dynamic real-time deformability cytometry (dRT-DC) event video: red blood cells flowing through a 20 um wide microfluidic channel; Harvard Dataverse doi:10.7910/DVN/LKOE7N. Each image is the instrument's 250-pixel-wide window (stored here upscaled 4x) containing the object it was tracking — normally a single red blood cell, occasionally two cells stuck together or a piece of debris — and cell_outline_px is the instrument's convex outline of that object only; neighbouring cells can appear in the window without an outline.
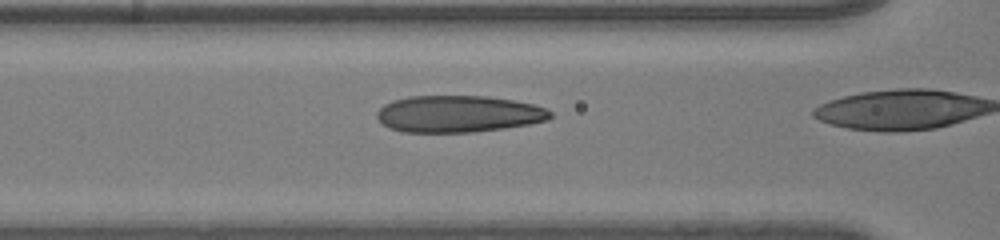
{"species": "human", "species_latin": "Homo sapiens", "temperature_condition": "room temperature", "stored_images_in_passage": 41, "camera_frame_rate_fps": 3000, "um_per_image_px": 0.085, "donor": {"sex": "male"}, "frame": {"image": 1, "passage_image": 21, "time_ms": 6.667, "image_size_px": [1000, 240], "cell_outline_px": [[552, 116], [548, 120], [528, 124], [504, 128], [472, 132], [404, 132], [388, 128], [376, 116], [376, 112], [384, 104], [392, 100], [408, 96], [488, 96], [512, 100], [532, 104], [544, 108], [552, 112]], "centroid_in_image_um": [38.94, 9.68], "position_along_channel_um": 127.7, "area_um2": 37.17}}
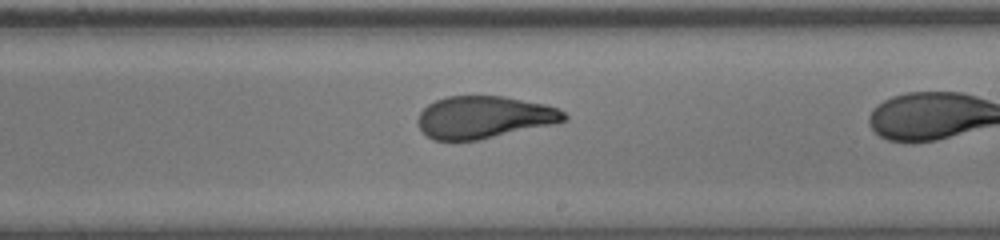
{"frame": {"image": 2, "passage_image": 30, "time_ms": 9.667, "image_size_px": [1000, 240], "cell_outline_px": [[568, 120], [552, 124], [480, 140], [432, 140], [420, 128], [416, 120], [420, 112], [428, 104], [436, 100], [448, 96], [504, 96], [544, 104], [556, 108], [564, 112], [568, 116]], "centroid_in_image_um": [41.13, 9.96], "position_along_channel_um": 247.9, "area_um2": 35.95}}
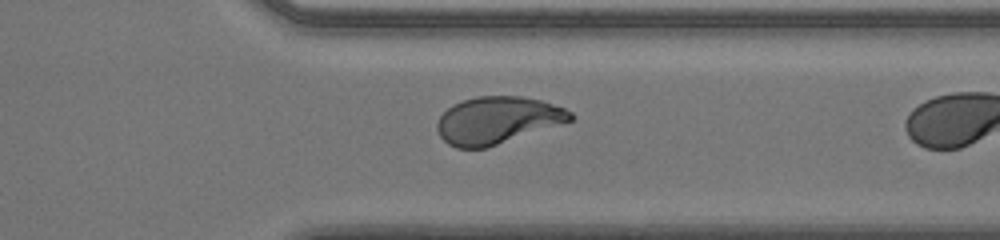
{"frame": {"image": 3, "passage_image": 39, "time_ms": 12.667, "image_size_px": [1000, 240], "cell_outline_px": [[576, 116], [572, 120], [484, 148], [456, 148], [448, 144], [440, 136], [436, 128], [436, 124], [440, 116], [452, 104], [476, 96], [520, 96], [540, 100], [564, 108], [572, 112]], "centroid_in_image_um": [42.24, 10.21], "position_along_channel_um": 369.2, "area_um2": 36.18}}